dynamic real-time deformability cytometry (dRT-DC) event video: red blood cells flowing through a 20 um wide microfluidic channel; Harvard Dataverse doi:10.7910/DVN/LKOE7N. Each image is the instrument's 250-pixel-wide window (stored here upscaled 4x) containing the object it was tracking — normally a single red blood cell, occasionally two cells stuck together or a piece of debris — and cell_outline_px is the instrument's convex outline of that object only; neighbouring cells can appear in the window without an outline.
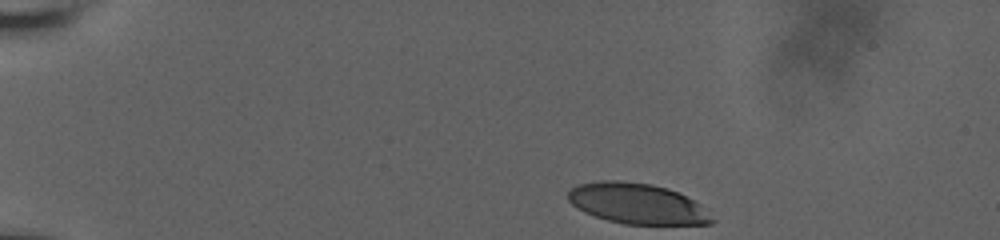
{"species": "human", "species_latin": "Homo sapiens", "temperature_condition": "room temperature", "stored_images_in_passage": 12, "camera_frame_rate_fps": 3000, "um_per_image_px": 0.085, "donor": {"sex": "male"}, "frame": {"image": 1, "passage_image": 1, "time_ms": 0.0, "image_size_px": [1000, 240], "cell_outline_px": [[716, 220], [712, 224], [624, 224], [608, 220], [584, 212], [572, 204], [568, 200], [568, 192], [572, 188], [580, 184], [600, 180], [616, 180], [652, 184], [668, 188], [700, 204]], "centroid_in_image_um": [54.17, 17.31], "position_along_channel_um": 30.8, "area_um2": 33.81}}
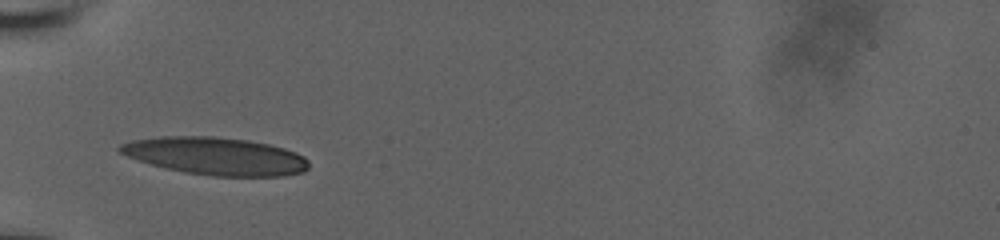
{"frame": {"image": 2, "passage_image": 10, "time_ms": 3.333, "image_size_px": [1000, 240], "cell_outline_px": [[308, 168], [304, 172], [284, 176], [212, 176], [184, 172], [152, 164], [128, 156], [120, 152], [116, 148], [120, 144], [132, 140], [160, 136], [212, 136], [248, 140], [268, 144], [284, 148], [296, 152], [304, 156], [308, 160]], "centroid_in_image_um": [18.36, 13.26], "position_along_channel_um": 66.6, "area_um2": 41.33}}
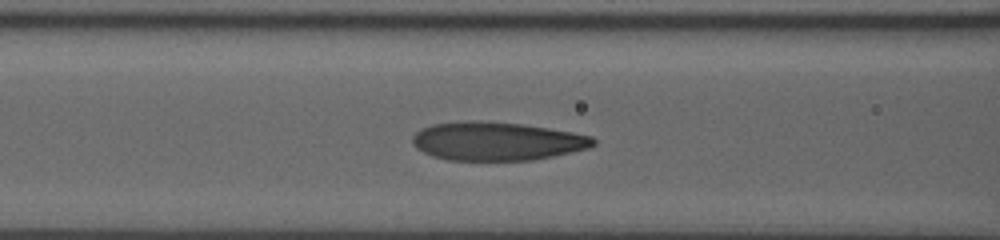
{"frame": {"image": 3, "passage_image": 12, "time_ms": 5.0, "image_size_px": [1000, 240], "cell_outline_px": [[596, 144], [588, 148], [552, 156], [532, 160], [448, 160], [432, 156], [416, 148], [412, 144], [412, 136], [420, 128], [432, 124], [468, 120], [480, 120], [524, 124], [572, 132], [592, 136], [596, 140]], "centroid_in_image_um": [42.2, 11.99], "position_along_channel_um": 124.4, "area_um2": 40.75}}